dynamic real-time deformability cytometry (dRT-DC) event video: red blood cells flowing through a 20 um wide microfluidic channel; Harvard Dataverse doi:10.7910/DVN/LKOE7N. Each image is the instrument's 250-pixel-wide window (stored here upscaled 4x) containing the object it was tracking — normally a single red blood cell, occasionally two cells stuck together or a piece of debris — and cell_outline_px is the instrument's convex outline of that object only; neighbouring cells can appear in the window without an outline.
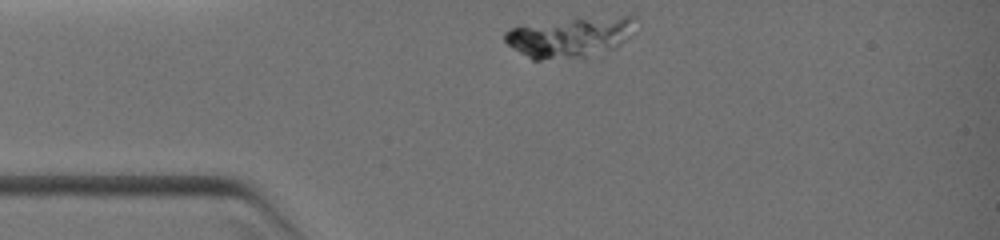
{"species": "common noctule bat (a hibernating species)", "species_latin": "Nyctalus noctula", "temperature_condition": "warm", "stored_images_in_passage": 18, "camera_frame_rate_fps": 3000, "um_per_image_px": 0.085, "animal": {"sex": "female", "body_mass_g": 19.0, "forearm_length_mm": 51.5}, "frame": {"image": 1, "passage_image": 1, "time_ms": 0.0, "image_size_px": [1000, 240], "cell_outline_px": [[632, 16], [628, 36], [620, 44], [612, 48], [584, 56], [540, 60], [532, 60], [508, 44], [504, 40], [504, 32], [512, 28], [572, 20], [624, 16]], "centroid_in_image_um": [48.36, 3.19], "position_along_channel_um": 36.6, "area_um2": 28.55}}
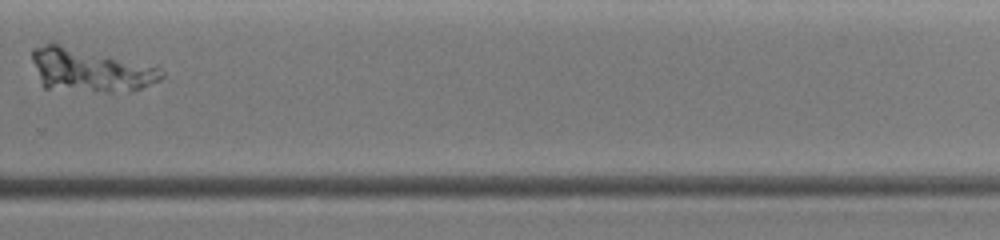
{"frame": {"image": 2, "passage_image": 14, "time_ms": 6.333, "image_size_px": [1000, 240], "cell_outline_px": [[164, 76], [160, 80], [132, 92], [108, 92], [44, 88], [40, 80], [32, 60], [32, 48], [52, 40], [156, 64], [164, 72]], "centroid_in_image_um": [7.73, 5.89], "position_along_channel_um": 322.1, "area_um2": 34.33}}
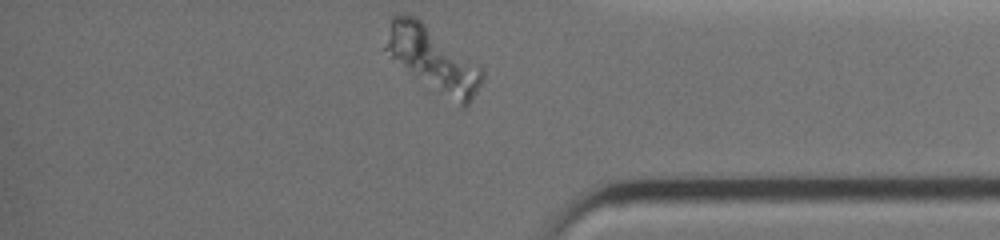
{"frame": {"image": 3, "passage_image": 18, "time_ms": 8.0, "image_size_px": [1000, 240], "cell_outline_px": [[484, 80], [468, 108], [460, 108], [392, 56], [384, 48], [392, 16], [396, 12], [404, 12], [416, 16], [476, 60], [484, 68]], "centroid_in_image_um": [36.93, 5.0], "position_along_channel_um": 398.3, "area_um2": 36.07}}